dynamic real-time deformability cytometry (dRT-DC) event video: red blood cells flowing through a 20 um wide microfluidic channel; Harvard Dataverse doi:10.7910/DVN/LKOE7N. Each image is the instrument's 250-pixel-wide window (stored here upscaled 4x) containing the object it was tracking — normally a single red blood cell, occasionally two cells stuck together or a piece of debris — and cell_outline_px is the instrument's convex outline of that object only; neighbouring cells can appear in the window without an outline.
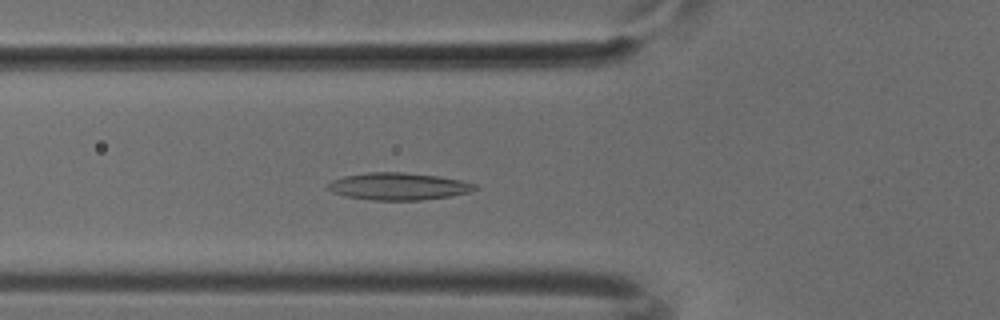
{"species": "common noctule bat (a hibernating species)", "species_latin": "Nyctalus noctula", "temperature_condition": "cold", "stored_images_in_passage": 49, "camera_frame_rate_fps": 3000, "um_per_image_px": 0.085, "animal": {"sex": "male", "body_mass_g": 18.8}, "frame": {"image": 1, "passage_image": 17, "time_ms": 5.333, "image_size_px": [1000, 320], "cell_outline_px": [[476, 188], [468, 192], [448, 196], [420, 200], [372, 200], [344, 196], [332, 192], [328, 188], [328, 184], [332, 180], [344, 176], [368, 172], [404, 172], [436, 176], [460, 180], [476, 184]], "centroid_in_image_um": [33.82, 15.84], "position_along_channel_um": 92.0, "area_um2": 23.06}}
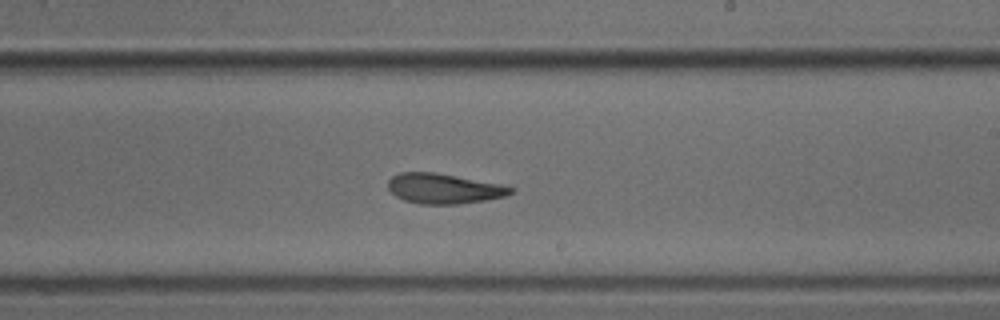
{"frame": {"image": 2, "passage_image": 29, "time_ms": 9.333, "image_size_px": [1000, 320], "cell_outline_px": [[516, 192], [504, 196], [484, 200], [456, 204], [420, 204], [404, 200], [396, 196], [388, 188], [388, 180], [392, 176], [400, 172], [436, 172], [516, 188]], "centroid_in_image_um": [37.69, 16.03], "position_along_channel_um": 251.3, "area_um2": 21.27}}
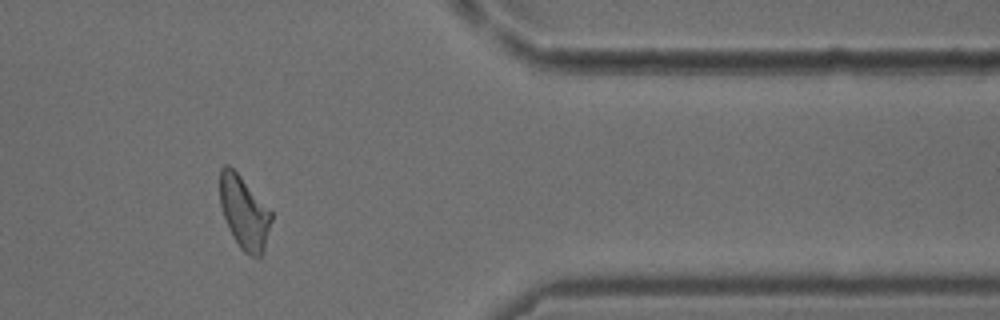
{"frame": {"image": 3, "passage_image": 41, "time_ms": 13.333, "image_size_px": [1000, 320], "cell_outline_px": [[272, 220], [264, 248], [260, 256], [252, 256], [244, 252], [240, 248], [232, 236], [228, 228], [220, 204], [220, 168], [224, 164], [228, 164], [240, 176], [272, 212]], "centroid_in_image_um": [20.74, 18.06], "position_along_channel_um": 390.7, "area_um2": 21.56}}